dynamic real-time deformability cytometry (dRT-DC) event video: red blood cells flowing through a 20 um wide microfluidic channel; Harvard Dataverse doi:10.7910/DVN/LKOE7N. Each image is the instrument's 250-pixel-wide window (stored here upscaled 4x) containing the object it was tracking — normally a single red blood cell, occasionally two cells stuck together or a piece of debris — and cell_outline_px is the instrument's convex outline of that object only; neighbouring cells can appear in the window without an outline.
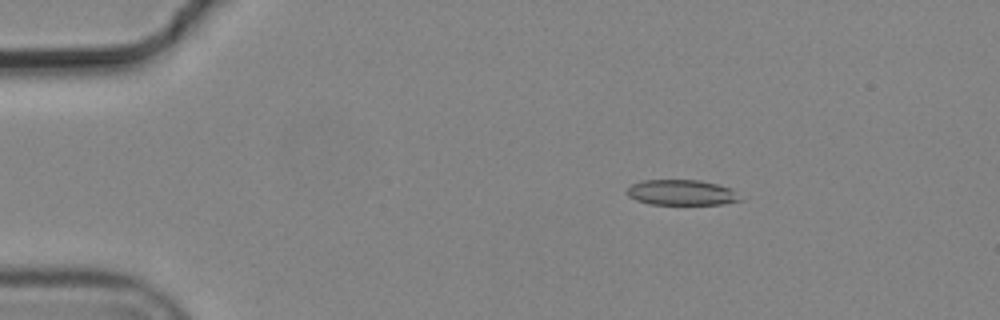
{"species": "common noctule bat (a hibernating species)", "species_latin": "Nyctalus noctula", "temperature_condition": "cold", "stored_images_in_passage": 5, "camera_frame_rate_fps": 3000, "um_per_image_px": 0.085, "animal": {"sex": "male", "body_mass_g": 19.2, "forearm_length_mm": 51.8}, "frame": {"image": 1, "passage_image": 3, "time_ms": 0.667, "image_size_px": [1000, 320], "cell_outline_px": [[744, 200], [720, 204], [648, 204], [636, 200], [628, 196], [628, 188], [632, 184], [640, 180], [700, 180], [732, 188]], "centroid_in_image_um": [57.95, 16.36], "position_along_channel_um": 27.1, "area_um2": 16.82}}